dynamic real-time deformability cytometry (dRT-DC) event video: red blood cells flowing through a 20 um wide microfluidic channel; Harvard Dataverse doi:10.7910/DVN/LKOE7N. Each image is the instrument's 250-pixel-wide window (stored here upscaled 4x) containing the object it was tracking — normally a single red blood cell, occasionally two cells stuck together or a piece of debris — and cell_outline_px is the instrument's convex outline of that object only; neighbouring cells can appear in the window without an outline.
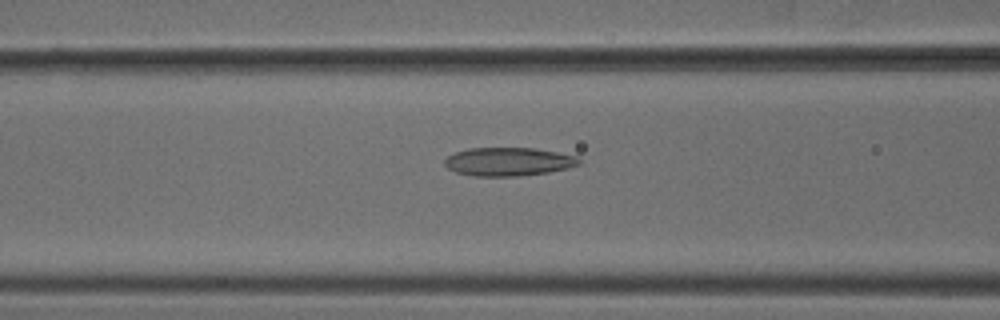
{"species": "common noctule bat (a hibernating species)", "species_latin": "Nyctalus noctula", "temperature_condition": "cold", "stored_images_in_passage": 52, "camera_frame_rate_fps": 3000, "um_per_image_px": 0.085, "animal": {"sex": "male", "body_mass_g": 18.8}, "frame": {"image": 1, "passage_image": 21, "time_ms": 6.667, "image_size_px": [1000, 320], "cell_outline_px": [[580, 164], [568, 168], [548, 172], [520, 176], [472, 176], [456, 172], [448, 168], [444, 164], [444, 160], [448, 156], [456, 152], [468, 148], [536, 148], [576, 156], [580, 160]], "centroid_in_image_um": [43.2, 13.74], "position_along_channel_um": 123.4, "area_um2": 22.25}}
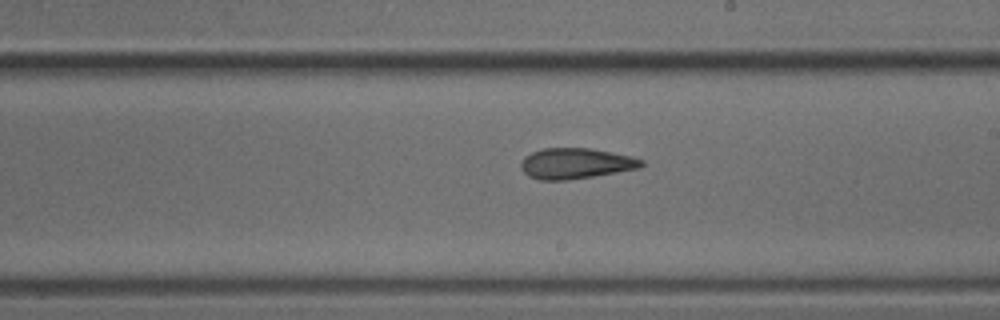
{"frame": {"image": 2, "passage_image": 30, "time_ms": 9.667, "image_size_px": [1000, 320], "cell_outline_px": [[644, 164], [640, 168], [568, 180], [540, 180], [528, 176], [520, 168], [520, 164], [524, 156], [532, 152], [544, 148], [588, 148], [632, 156], [644, 160]], "centroid_in_image_um": [48.91, 13.89], "position_along_channel_um": 240.1, "area_um2": 21.5}}
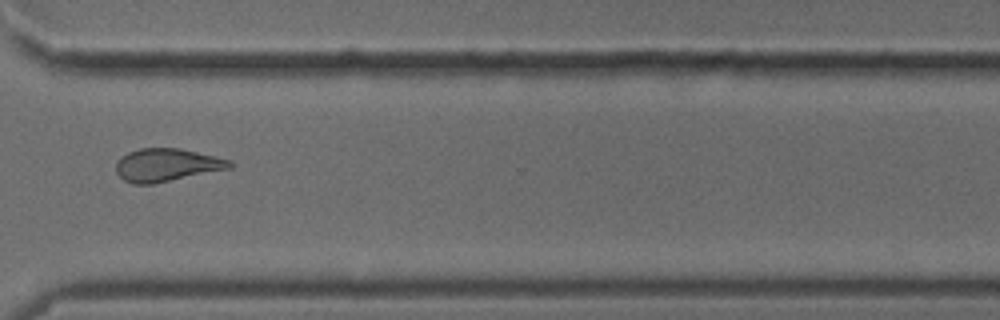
{"frame": {"image": 3, "passage_image": 39, "time_ms": 12.667, "image_size_px": [1000, 320], "cell_outline_px": [[232, 168], [152, 184], [132, 184], [124, 180], [116, 172], [116, 160], [128, 152], [140, 148], [180, 148], [232, 160]], "centroid_in_image_um": [14.16, 14.02], "position_along_channel_um": 356.4, "area_um2": 21.85}, "authors_computed_cell_mechanics": {"area_um2": 22.4842, "velocity_mm_per_s": 3.8831, "shape_relaxation_time_tau1_ms": null, "shape_relaxation_time_tau2_ms": 3.3611, "deformation_change_tau1": null, "deformation_change_tau2": 0.1295}}